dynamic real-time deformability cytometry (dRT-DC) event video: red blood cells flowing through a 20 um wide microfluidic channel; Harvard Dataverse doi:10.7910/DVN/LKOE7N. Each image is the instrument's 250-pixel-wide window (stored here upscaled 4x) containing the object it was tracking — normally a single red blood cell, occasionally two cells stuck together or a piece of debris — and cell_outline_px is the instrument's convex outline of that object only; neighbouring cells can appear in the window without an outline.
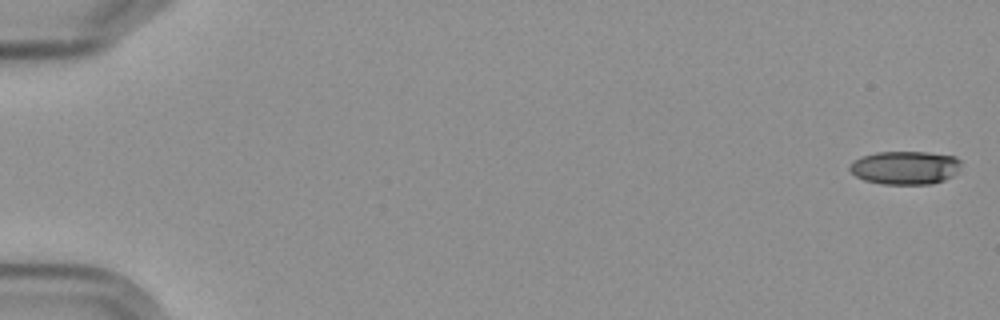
{"species": "Egyptian fruit bat (a non-hibernating species)", "species_latin": "Rousettus aegyptiacus", "temperature_condition": "cold", "stored_images_in_passage": 6, "camera_frame_rate_fps": 3000, "um_per_image_px": 0.085, "frame": {"image": 1, "passage_image": 1, "time_ms": 0.0, "image_size_px": [1000, 320], "cell_outline_px": [[960, 168], [952, 176], [944, 180], [932, 184], [884, 184], [864, 180], [856, 176], [848, 168], [852, 160], [876, 152], [928, 152], [956, 156], [960, 160]], "centroid_in_image_um": [76.94, 14.25], "position_along_channel_um": 8.1, "area_um2": 21.73}}
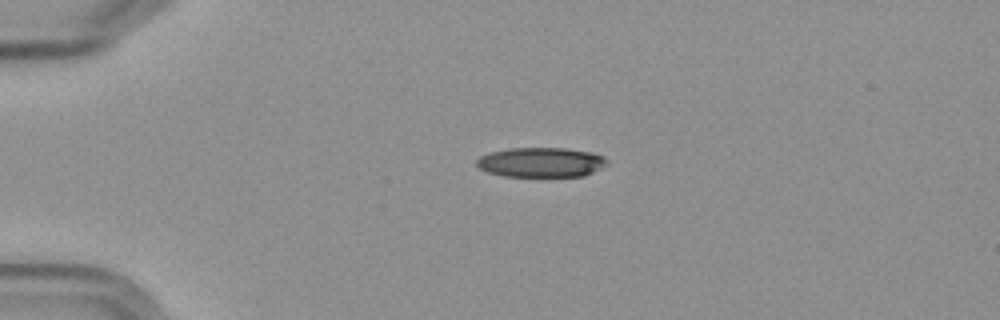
{"frame": {"image": 2, "passage_image": 5, "time_ms": 4.333, "image_size_px": [1000, 320], "cell_outline_px": [[608, 164], [584, 176], [504, 176], [488, 172], [480, 168], [476, 164], [476, 160], [480, 156], [492, 152], [512, 148], [564, 148], [592, 152], [604, 156], [608, 160]], "centroid_in_image_um": [46.02, 13.79], "position_along_channel_um": 39.0, "area_um2": 22.48}}